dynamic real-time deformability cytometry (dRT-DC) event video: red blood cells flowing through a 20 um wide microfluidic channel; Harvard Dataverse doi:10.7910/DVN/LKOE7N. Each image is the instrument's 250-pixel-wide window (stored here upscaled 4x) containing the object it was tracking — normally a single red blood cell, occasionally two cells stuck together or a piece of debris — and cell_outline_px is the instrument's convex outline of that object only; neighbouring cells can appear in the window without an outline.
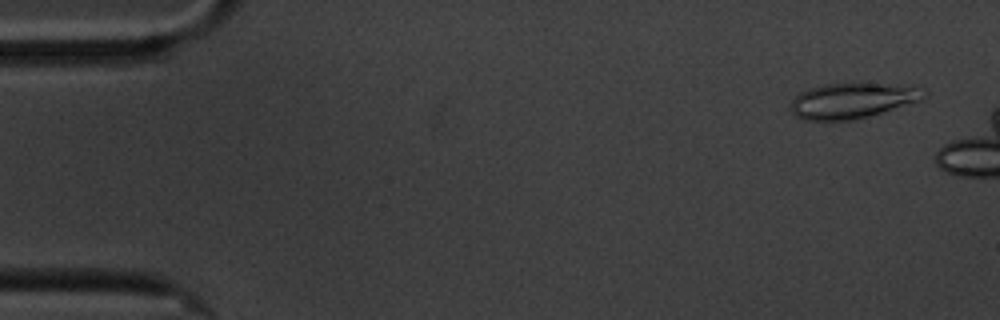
{"species": "common noctule bat (a hibernating species)", "species_latin": "Nyctalus noctula", "temperature_condition": "cold", "stored_images_in_passage": 3, "camera_frame_rate_fps": 3000, "um_per_image_px": 0.085, "animal": {"sex": "male", "body_mass_g": 20.1, "forearm_length_mm": 53.5}, "frame": {"image": 1, "passage_image": 1, "time_ms": 0.0, "image_size_px": [1000, 320], "cell_outline_px": [[928, 92], [924, 96], [916, 100], [868, 116], [852, 120], [804, 120], [796, 116], [792, 112], [792, 100], [800, 92], [808, 88], [824, 84], [880, 84], [912, 88]], "centroid_in_image_um": [72.29, 8.57], "position_along_channel_um": 12.7, "area_um2": 26.24}}